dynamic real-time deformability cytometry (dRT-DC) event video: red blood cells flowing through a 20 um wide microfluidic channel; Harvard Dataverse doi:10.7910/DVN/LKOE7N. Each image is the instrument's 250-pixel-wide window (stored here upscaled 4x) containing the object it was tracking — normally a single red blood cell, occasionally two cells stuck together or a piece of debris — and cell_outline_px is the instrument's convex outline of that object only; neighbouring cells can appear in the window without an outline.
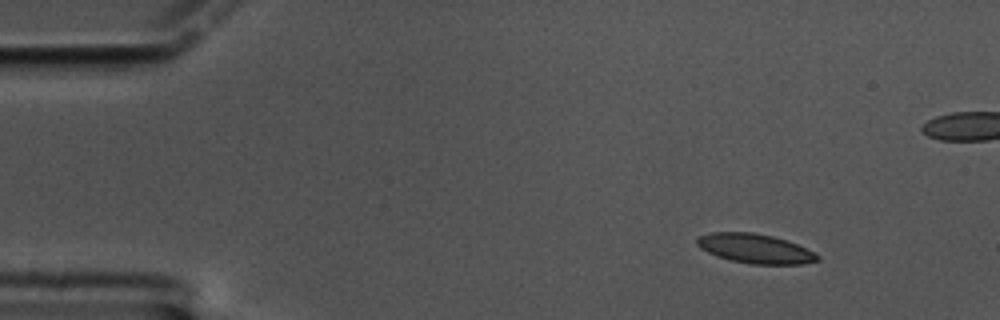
{"species": "common noctule bat (a hibernating species)", "species_latin": "Nyctalus noctula", "temperature_condition": "cold", "stored_images_in_passage": 54, "camera_frame_rate_fps": 3000, "um_per_image_px": 0.085, "animal": {"sex": "male", "body_mass_g": 17.5, "forearm_length_mm": 52.3}, "frame": {"image": 1, "passage_image": 1, "time_ms": 0.0, "image_size_px": [1000, 320], "cell_outline_px": [[820, 260], [800, 264], [752, 264], [732, 260], [716, 256], [700, 248], [696, 244], [696, 240], [700, 236], [712, 232], [752, 232], [772, 236], [788, 240], [820, 256]], "centroid_in_image_um": [64.17, 21.12], "position_along_channel_um": 20.8, "area_um2": 20.46}}
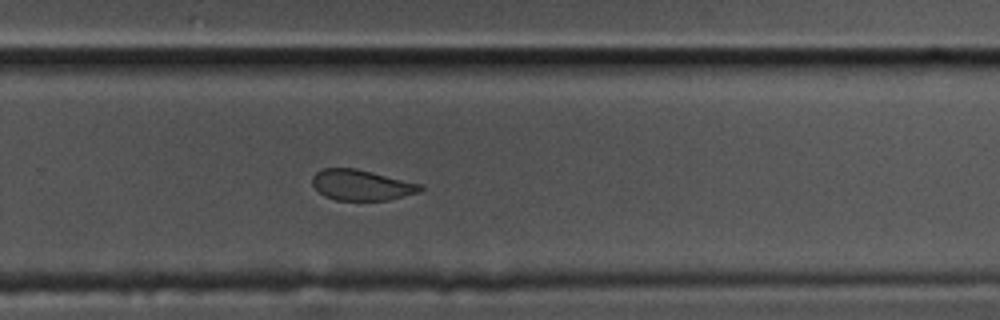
{"frame": {"image": 2, "passage_image": 33, "time_ms": 10.667, "image_size_px": [1000, 320], "cell_outline_px": [[424, 188], [420, 192], [388, 200], [336, 200], [324, 196], [312, 184], [312, 176], [316, 172], [324, 168], [356, 168], [424, 184]], "centroid_in_image_um": [30.76, 15.72], "position_along_channel_um": 299.0, "area_um2": 19.42}}
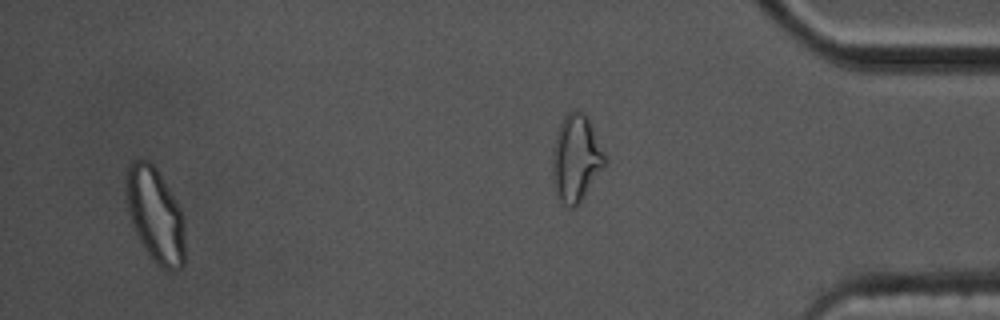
{"frame": {"image": 3, "passage_image": 51, "time_ms": 16.667, "image_size_px": [1000, 320], "cell_outline_px": [[184, 264], [176, 272], [168, 272], [160, 268], [156, 264], [144, 248], [132, 224], [128, 212], [124, 192], [128, 164], [132, 160], [148, 160], [156, 168], [176, 200], [180, 208], [184, 224]], "centroid_in_image_um": [13.18, 18.3], "position_along_channel_um": 422.0, "area_um2": 32.77}, "authors_computed_cell_mechanics": {"area_um2": 21.097, "velocity_mm_per_s": 3.3873, "shape_relaxation_time_tau1_ms": 8.1567, "shape_relaxation_time_tau2_ms": 2.6547, "deformation_change_tau1": 0.1418, "deformation_change_tau2": 0.0785}}